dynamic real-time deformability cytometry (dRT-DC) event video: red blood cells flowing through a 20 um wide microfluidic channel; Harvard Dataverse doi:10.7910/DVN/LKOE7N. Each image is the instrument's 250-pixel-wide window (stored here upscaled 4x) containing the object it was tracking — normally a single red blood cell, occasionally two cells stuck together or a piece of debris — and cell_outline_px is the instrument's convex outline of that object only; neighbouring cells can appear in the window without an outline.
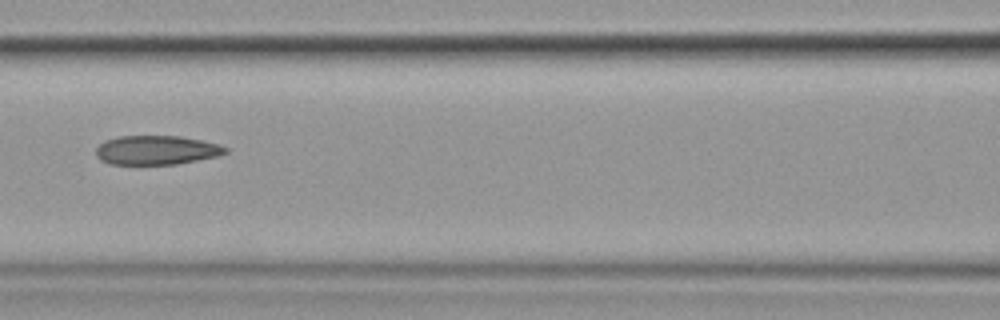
{"species": "common noctule bat (a hibernating species)", "species_latin": "Nyctalus noctula", "temperature_condition": "cold", "stored_images_in_passage": 8, "camera_frame_rate_fps": 3000, "um_per_image_px": 0.085, "animal": {"sex": "female", "body_mass_g": 19.9}, "frame": {"image": 1, "passage_image": 3, "time_ms": 2.333, "image_size_px": [1000, 320], "cell_outline_px": [[228, 152], [216, 156], [176, 164], [112, 164], [100, 160], [96, 156], [96, 148], [104, 140], [120, 136], [180, 136], [220, 144], [228, 148]], "centroid_in_image_um": [13.29, 12.75], "position_along_channel_um": 153.3, "area_um2": 21.91}}
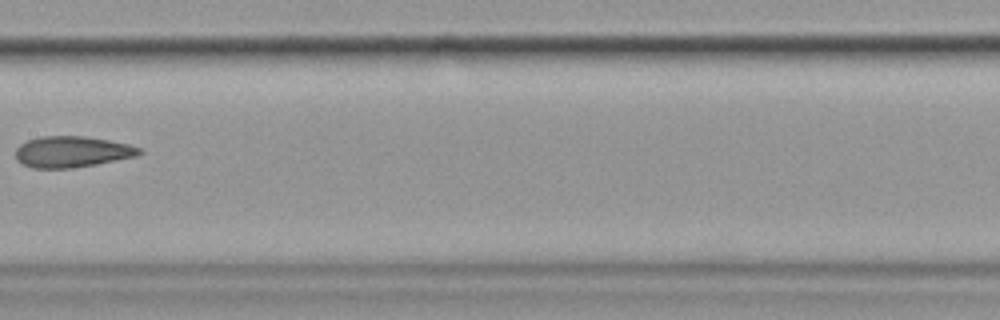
{"frame": {"image": 2, "passage_image": 4, "time_ms": 3.667, "image_size_px": [1000, 320], "cell_outline_px": [[144, 152], [136, 156], [96, 164], [72, 168], [32, 168], [16, 160], [16, 148], [20, 144], [28, 140], [40, 136], [84, 136], [108, 140], [128, 144], [140, 148]], "centroid_in_image_um": [6.11, 12.9], "position_along_channel_um": 201.3, "area_um2": 22.37}}
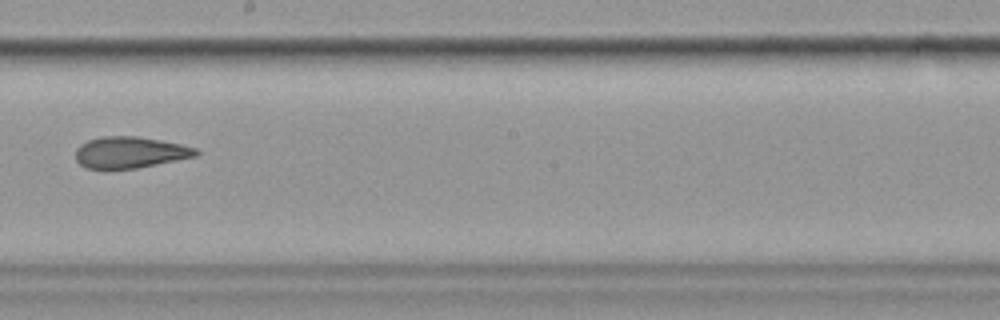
{"frame": {"image": 3, "passage_image": 5, "time_ms": 4.667, "image_size_px": [1000, 320], "cell_outline_px": [[200, 152], [196, 156], [136, 168], [104, 172], [84, 168], [76, 160], [76, 148], [80, 144], [88, 140], [104, 136], [136, 136], [160, 140], [180, 144], [196, 148]], "centroid_in_image_um": [10.97, 12.99], "position_along_channel_um": 237.2, "area_um2": 22.54}}